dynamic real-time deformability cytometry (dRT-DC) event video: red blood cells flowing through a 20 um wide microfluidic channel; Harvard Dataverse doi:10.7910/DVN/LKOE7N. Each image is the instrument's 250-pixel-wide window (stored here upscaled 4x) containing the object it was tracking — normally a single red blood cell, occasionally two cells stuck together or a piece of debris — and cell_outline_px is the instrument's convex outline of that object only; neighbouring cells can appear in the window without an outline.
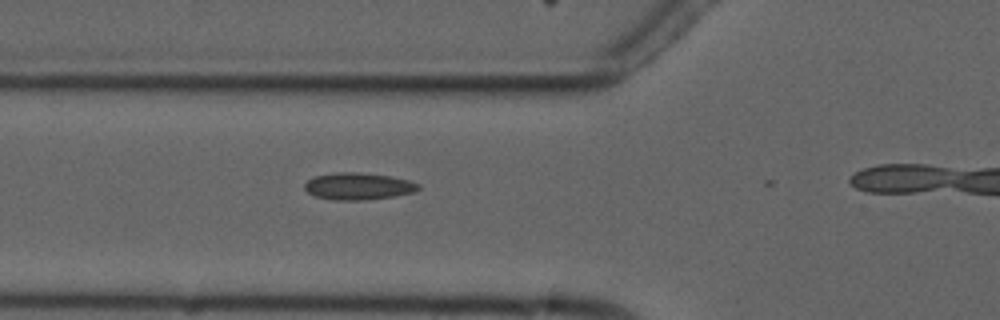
{"species": "common noctule bat (a hibernating species)", "species_latin": "Nyctalus noctula", "temperature_condition": "cold", "stored_images_in_passage": 4, "camera_frame_rate_fps": 3000, "um_per_image_px": 0.085, "animal": {"sex": "male", "forearm_length_mm": 52.5}, "frame": {"image": 1, "passage_image": 3, "time_ms": 3.0, "image_size_px": [1000, 320], "cell_outline_px": [[420, 188], [416, 192], [396, 196], [368, 200], [332, 200], [316, 196], [308, 192], [304, 188], [304, 184], [308, 180], [316, 176], [336, 172], [360, 172], [392, 176], [408, 180], [420, 184]], "centroid_in_image_um": [30.5, 15.83], "position_along_channel_um": 95.3, "area_um2": 18.09}}